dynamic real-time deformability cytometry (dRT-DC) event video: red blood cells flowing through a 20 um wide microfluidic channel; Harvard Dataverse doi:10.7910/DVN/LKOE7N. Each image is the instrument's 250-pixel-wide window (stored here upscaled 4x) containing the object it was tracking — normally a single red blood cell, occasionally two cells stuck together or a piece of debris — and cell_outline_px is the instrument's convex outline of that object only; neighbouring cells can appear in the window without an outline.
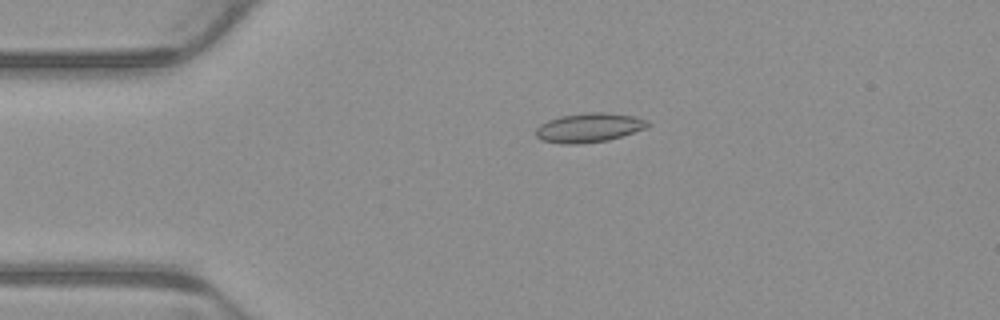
{"species": "common noctule bat (a hibernating species)", "species_latin": "Nyctalus noctula", "temperature_condition": "warm", "stored_images_in_passage": 6, "camera_frame_rate_fps": 3000, "um_per_image_px": 0.085, "animal": {"sex": "male", "body_mass_g": 23.1, "forearm_length_mm": 52.7}, "frame": {"image": 1, "passage_image": 4, "time_ms": 1.0, "image_size_px": [1000, 320], "cell_outline_px": [[652, 124], [644, 128], [608, 140], [576, 144], [564, 144], [544, 140], [536, 136], [536, 128], [540, 124], [548, 120], [560, 116], [588, 112], [604, 112], [636, 116], [648, 120]], "centroid_in_image_um": [50.08, 10.83], "position_along_channel_um": 34.9, "area_um2": 18.9}}
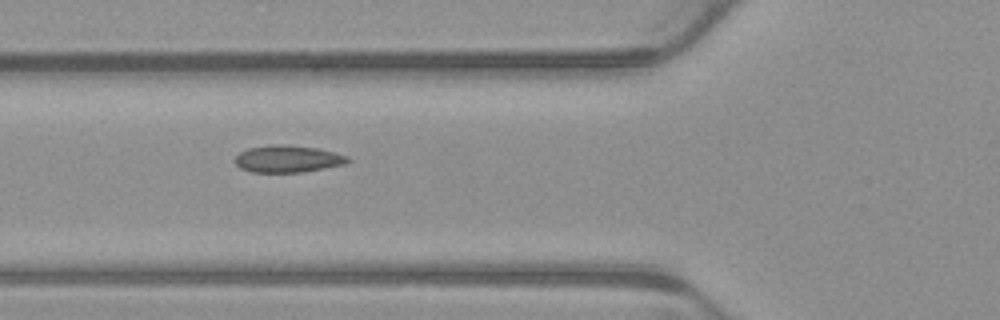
{"frame": {"image": 2, "passage_image": 6, "time_ms": 1.667, "image_size_px": [1000, 320], "cell_outline_px": [[352, 160], [348, 164], [300, 172], [252, 172], [240, 168], [232, 160], [240, 152], [248, 148], [272, 144], [284, 144], [316, 148], [348, 156]], "centroid_in_image_um": [24.45, 13.5], "position_along_channel_um": 101.4, "area_um2": 17.86}}